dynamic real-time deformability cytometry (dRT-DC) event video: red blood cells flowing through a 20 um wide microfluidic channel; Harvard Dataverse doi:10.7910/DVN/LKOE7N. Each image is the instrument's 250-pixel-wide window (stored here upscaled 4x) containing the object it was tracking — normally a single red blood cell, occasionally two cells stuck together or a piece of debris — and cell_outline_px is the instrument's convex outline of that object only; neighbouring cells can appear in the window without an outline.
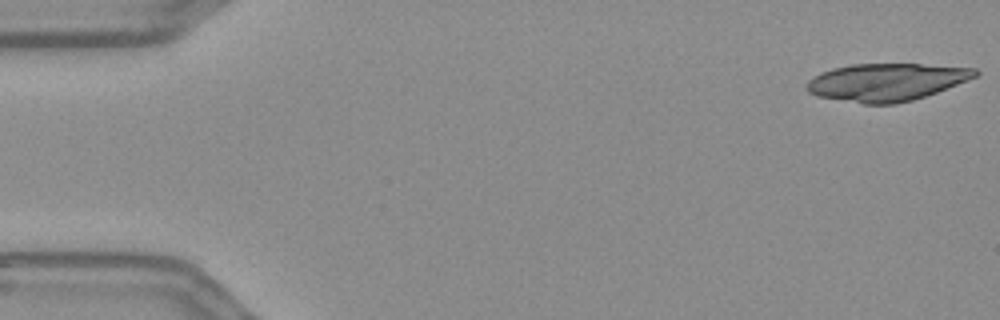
{"species": "Egyptian fruit bat (a non-hibernating species)", "species_latin": "Rousettus aegyptiacus", "temperature_condition": "warm", "stored_images_in_passage": 16, "camera_frame_rate_fps": 3000, "um_per_image_px": 0.085, "frame": {"image": 1, "passage_image": 1, "time_ms": 0.0, "image_size_px": [1000, 320], "cell_outline_px": [[980, 72], [976, 76], [936, 92], [912, 100], [896, 104], [864, 104], [816, 96], [808, 92], [804, 88], [808, 80], [820, 72], [832, 68], [852, 64], [920, 64], [976, 68]], "centroid_in_image_um": [75.28, 6.98], "position_along_channel_um": 9.7, "area_um2": 36.82}}